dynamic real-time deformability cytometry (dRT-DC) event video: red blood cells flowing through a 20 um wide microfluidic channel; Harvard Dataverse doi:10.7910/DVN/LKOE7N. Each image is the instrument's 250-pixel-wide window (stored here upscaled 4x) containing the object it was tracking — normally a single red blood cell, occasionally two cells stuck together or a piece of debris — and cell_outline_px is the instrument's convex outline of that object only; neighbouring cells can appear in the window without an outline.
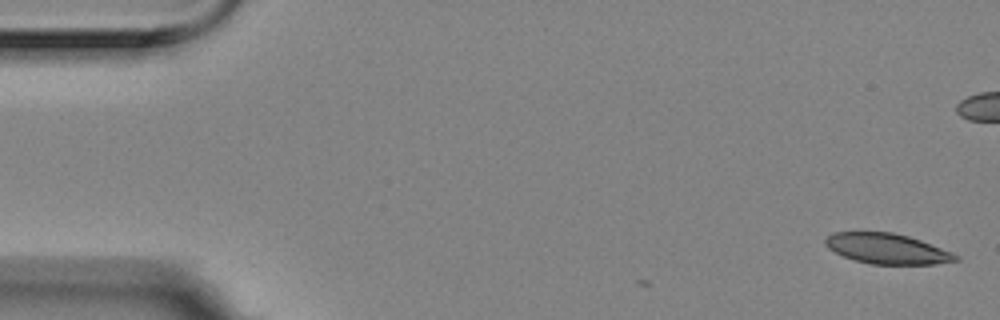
{"species": "Egyptian fruit bat (a non-hibernating species)", "species_latin": "Rousettus aegyptiacus", "temperature_condition": "room temperature", "stored_images_in_passage": 3, "camera_frame_rate_fps": 3000, "um_per_image_px": 0.085, "animal": {"sex": "female"}, "frame": {"image": 1, "passage_image": 3, "time_ms": 0.667, "image_size_px": [1000, 320], "cell_outline_px": [[960, 260], [936, 264], [872, 264], [856, 260], [844, 256], [828, 248], [824, 244], [824, 240], [832, 232], [892, 232], [908, 236], [920, 240], [952, 252], [960, 256]], "centroid_in_image_um": [75.42, 21.14], "position_along_channel_um": 9.6, "area_um2": 22.95}}